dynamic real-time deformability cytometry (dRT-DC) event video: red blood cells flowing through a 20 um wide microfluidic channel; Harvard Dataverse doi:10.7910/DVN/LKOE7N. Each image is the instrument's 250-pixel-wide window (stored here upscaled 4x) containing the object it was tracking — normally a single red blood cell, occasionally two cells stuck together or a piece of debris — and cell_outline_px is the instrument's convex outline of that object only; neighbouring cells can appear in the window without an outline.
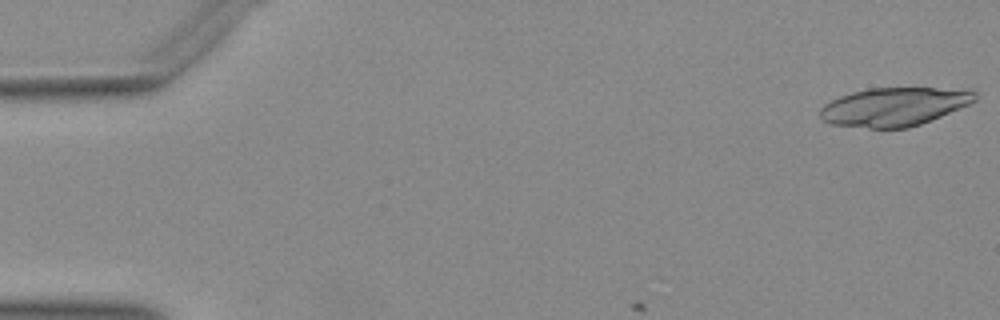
{"species": "Egyptian fruit bat (a non-hibernating species)", "species_latin": "Rousettus aegyptiacus", "temperature_condition": "warm", "stored_images_in_passage": 8, "camera_frame_rate_fps": 3000, "um_per_image_px": 0.085, "animal": {"sex": "female"}, "frame": {"image": 1, "passage_image": 1, "time_ms": 0.0, "image_size_px": [1000, 320], "cell_outline_px": [[976, 100], [968, 104], [940, 116], [920, 124], [908, 128], [868, 128], [832, 124], [824, 120], [820, 116], [820, 108], [824, 104], [840, 96], [852, 92], [868, 88], [936, 88], [976, 92]], "centroid_in_image_um": [75.94, 9.08], "position_along_channel_um": 9.1, "area_um2": 34.22}}